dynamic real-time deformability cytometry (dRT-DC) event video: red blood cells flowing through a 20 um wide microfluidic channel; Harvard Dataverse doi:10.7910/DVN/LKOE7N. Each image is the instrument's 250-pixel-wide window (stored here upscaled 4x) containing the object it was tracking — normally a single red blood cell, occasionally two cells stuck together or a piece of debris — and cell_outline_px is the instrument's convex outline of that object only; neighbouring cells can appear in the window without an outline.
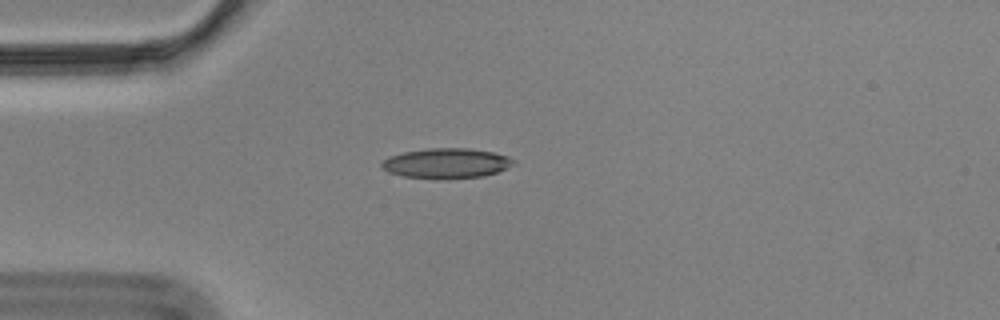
{"species": "Egyptian fruit bat (a non-hibernating species)", "species_latin": "Rousettus aegyptiacus", "temperature_condition": "cold", "stored_images_in_passage": 46, "camera_frame_rate_fps": 3000, "um_per_image_px": 0.085, "animal": {"sex": "male"}, "frame": {"image": 1, "passage_image": 4, "time_ms": 1.0, "image_size_px": [1000, 320], "cell_outline_px": [[516, 160], [512, 164], [496, 172], [484, 176], [436, 180], [404, 176], [388, 172], [380, 168], [380, 164], [388, 156], [404, 152], [428, 148], [468, 148], [492, 152], [508, 156]], "centroid_in_image_um": [37.89, 13.89], "position_along_channel_um": 47.1, "area_um2": 23.24}}
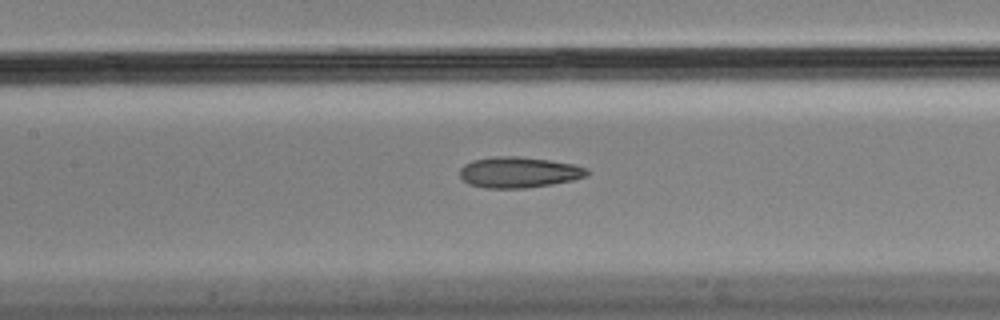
{"frame": {"image": 2, "passage_image": 15, "time_ms": 4.667, "image_size_px": [1000, 320], "cell_outline_px": [[588, 176], [572, 180], [552, 184], [524, 188], [484, 188], [468, 184], [460, 176], [460, 168], [464, 164], [472, 160], [496, 156], [520, 156], [576, 164], [588, 168]], "centroid_in_image_um": [44.1, 14.64], "position_along_channel_um": 163.3, "area_um2": 23.0}}
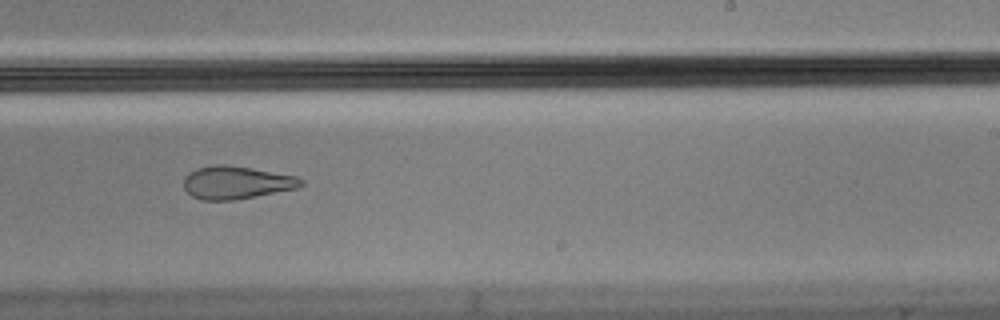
{"frame": {"image": 3, "passage_image": 24, "time_ms": 7.667, "image_size_px": [1000, 320], "cell_outline_px": [[304, 184], [296, 188], [236, 200], [204, 200], [192, 196], [184, 188], [184, 176], [188, 172], [196, 168], [216, 164], [224, 164], [252, 168], [296, 176], [304, 180]], "centroid_in_image_um": [20.07, 15.51], "position_along_channel_um": 268.9, "area_um2": 22.48}, "authors_computed_cell_mechanics": {"area_um2": 23.12, "velocity_mm_per_s": 3.5379, "shape_relaxation_time_tau1_ms": null, "shape_relaxation_time_tau2_ms": 3.3782, "deformation_change_tau1": null, "deformation_change_tau2": 0.1089}}